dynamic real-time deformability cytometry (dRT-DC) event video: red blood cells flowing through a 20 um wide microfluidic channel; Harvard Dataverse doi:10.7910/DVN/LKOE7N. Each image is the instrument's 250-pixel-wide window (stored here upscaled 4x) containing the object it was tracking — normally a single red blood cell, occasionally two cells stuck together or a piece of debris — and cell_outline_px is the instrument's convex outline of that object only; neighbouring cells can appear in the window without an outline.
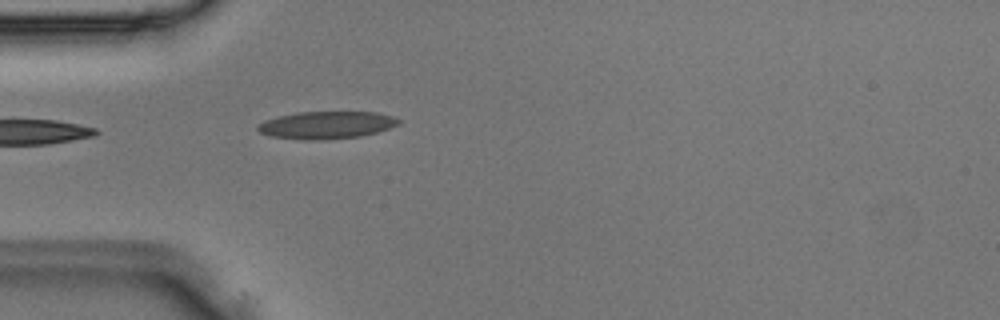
{"species": "Egyptian fruit bat (a non-hibernating species)", "species_latin": "Rousettus aegyptiacus", "temperature_condition": "room temperature", "stored_images_in_passage": 3, "camera_frame_rate_fps": 3000, "um_per_image_px": 0.085, "animal": {"sex": "male"}, "frame": {"image": 1, "passage_image": 3, "time_ms": 0.667, "image_size_px": [1000, 320], "cell_outline_px": [[400, 124], [376, 132], [360, 136], [316, 140], [304, 140], [272, 136], [260, 132], [256, 128], [264, 120], [276, 116], [296, 112], [376, 112], [392, 116], [400, 120]], "centroid_in_image_um": [27.73, 10.62], "position_along_channel_um": 57.3, "area_um2": 22.37}}